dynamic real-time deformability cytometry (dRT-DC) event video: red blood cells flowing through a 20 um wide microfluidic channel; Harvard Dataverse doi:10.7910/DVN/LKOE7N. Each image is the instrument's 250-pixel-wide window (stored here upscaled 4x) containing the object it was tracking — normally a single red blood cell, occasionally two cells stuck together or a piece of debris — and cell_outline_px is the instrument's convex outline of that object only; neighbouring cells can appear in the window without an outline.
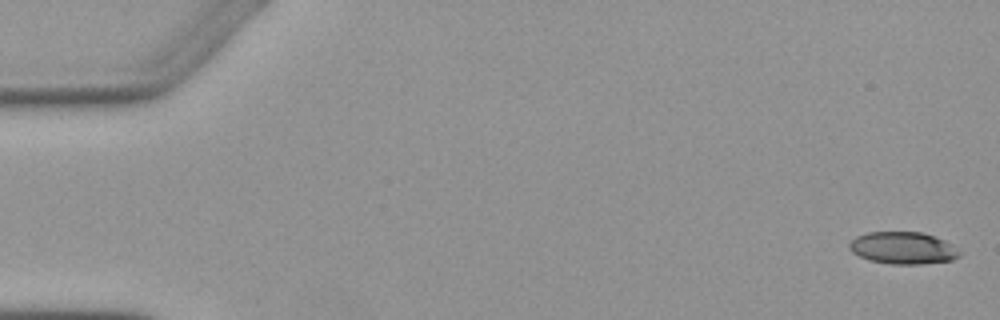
{"species": "Egyptian fruit bat (a non-hibernating species)", "species_latin": "Rousettus aegyptiacus", "temperature_condition": "warm", "stored_images_in_passage": 4, "camera_frame_rate_fps": 3000, "um_per_image_px": 0.085, "animal": {"sex": "female"}, "frame": {"image": 1, "passage_image": 1, "time_ms": 0.0, "image_size_px": [1000, 320], "cell_outline_px": [[960, 256], [952, 260], [920, 264], [892, 264], [868, 260], [852, 252], [848, 248], [848, 244], [856, 236], [868, 232], [920, 232], [944, 240], [952, 244], [960, 252]], "centroid_in_image_um": [76.73, 21.08], "position_along_channel_um": 8.3, "area_um2": 20.58}}
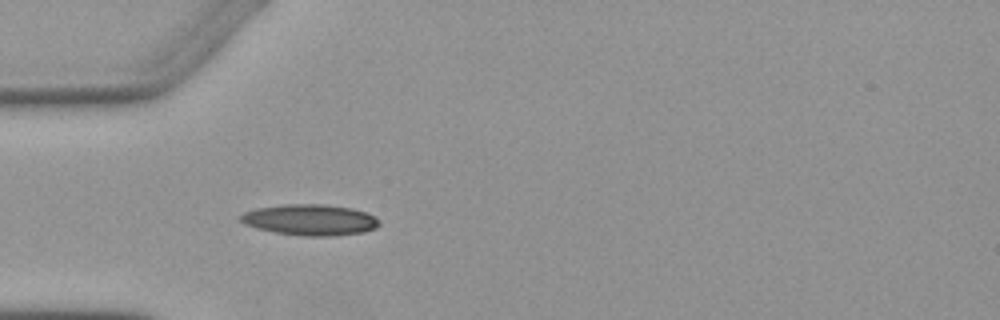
{"frame": {"image": 2, "passage_image": 4, "time_ms": 5.0, "image_size_px": [1000, 320], "cell_outline_px": [[380, 224], [376, 228], [364, 232], [332, 236], [300, 236], [276, 232], [256, 228], [244, 224], [240, 220], [240, 216], [244, 212], [256, 208], [284, 204], [324, 204], [352, 208], [364, 212], [380, 220]], "centroid_in_image_um": [26.35, 18.69], "position_along_channel_um": 58.6, "area_um2": 25.09}}